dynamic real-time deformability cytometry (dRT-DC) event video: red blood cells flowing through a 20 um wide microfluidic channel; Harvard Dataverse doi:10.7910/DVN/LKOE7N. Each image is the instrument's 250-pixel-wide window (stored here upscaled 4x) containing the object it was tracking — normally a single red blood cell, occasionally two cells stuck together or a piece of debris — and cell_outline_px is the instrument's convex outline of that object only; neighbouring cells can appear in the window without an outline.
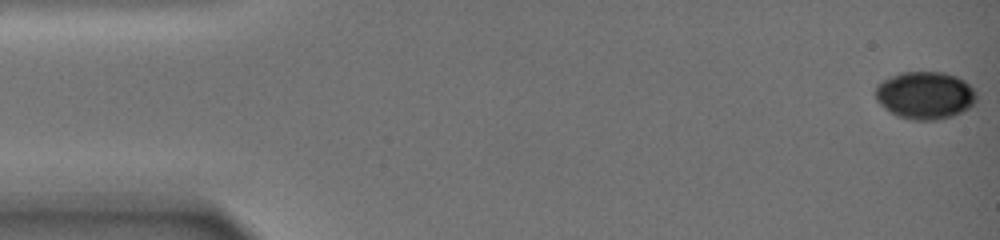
{"species": "common noctule bat (a hibernating species)", "species_latin": "Nyctalus noctula", "temperature_condition": "warm", "stored_images_in_passage": 69, "camera_frame_rate_fps": 3000, "um_per_image_px": 0.085, "animal": {"sex": "female", "body_mass_g": 19.0, "forearm_length_mm": 51.5}, "frame": {"image": 1, "passage_image": 1, "time_ms": 0.0, "image_size_px": [1000, 240], "cell_outline_px": [[976, 100], [968, 108], [952, 116], [936, 120], [912, 120], [896, 116], [884, 108], [876, 100], [876, 84], [900, 72], [944, 72], [956, 76], [964, 80], [976, 92]], "centroid_in_image_um": [78.61, 8.1], "position_along_channel_um": 6.4, "area_um2": 27.98}}
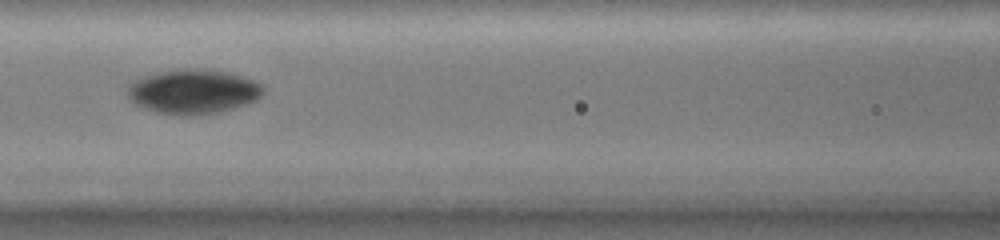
{"frame": {"image": 2, "passage_image": 30, "time_ms": 9.0, "image_size_px": [1000, 240], "cell_outline_px": [[264, 92], [256, 100], [220, 112], [184, 116], [156, 112], [144, 108], [136, 104], [128, 96], [128, 88], [132, 80], [144, 76], [160, 72], [188, 68], [228, 72], [252, 80], [260, 84], [264, 88]], "centroid_in_image_um": [16.4, 7.79], "position_along_channel_um": 150.2, "area_um2": 34.74}}
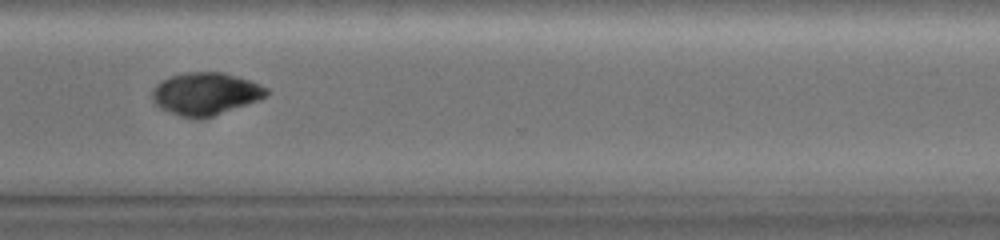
{"frame": {"image": 3, "passage_image": 52, "time_ms": 15.333, "image_size_px": [1000, 240], "cell_outline_px": [[268, 96], [260, 100], [200, 120], [196, 120], [180, 116], [168, 112], [160, 108], [152, 100], [152, 92], [156, 84], [160, 80], [168, 76], [184, 72], [220, 72], [252, 80], [268, 88]], "centroid_in_image_um": [17.46, 7.97], "position_along_channel_um": 353.1, "area_um2": 28.73}, "authors_computed_cell_mechanics": {"area_um2": 29.3046, "velocity_mm_per_s": 3.1983, "shape_relaxation_time_tau1_ms": 2.6398, "shape_relaxation_time_tau2_ms": null, "deformation_change_tau1": 0.0744, "deformation_change_tau2": null}}